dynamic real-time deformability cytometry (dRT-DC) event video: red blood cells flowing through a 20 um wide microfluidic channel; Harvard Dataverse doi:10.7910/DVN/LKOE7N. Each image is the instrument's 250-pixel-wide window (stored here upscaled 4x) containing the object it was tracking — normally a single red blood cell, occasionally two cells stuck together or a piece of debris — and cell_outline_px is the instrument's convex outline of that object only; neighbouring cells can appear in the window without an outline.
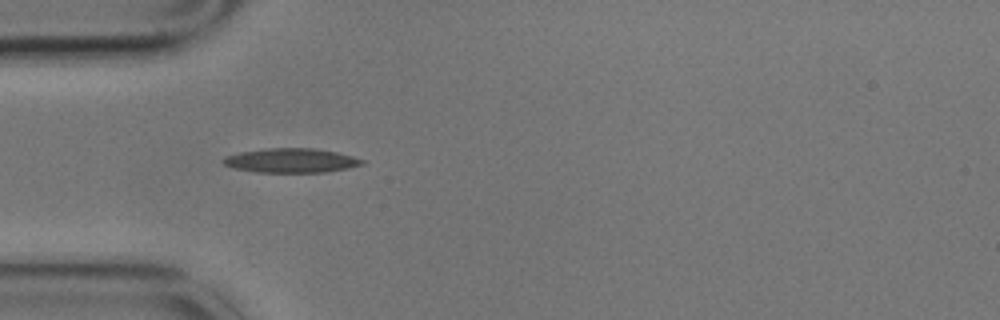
{"species": "common noctule bat (a hibernating species)", "species_latin": "Nyctalus noctula", "temperature_condition": "cold", "stored_images_in_passage": 42, "camera_frame_rate_fps": 3000, "um_per_image_px": 0.085, "animal": {"sex": "male", "body_mass_g": 17.9}, "frame": {"image": 1, "passage_image": 1, "time_ms": 0.0, "image_size_px": [1000, 320], "cell_outline_px": [[364, 164], [348, 168], [324, 172], [256, 172], [232, 168], [224, 164], [224, 156], [240, 152], [264, 148], [312, 148], [336, 152], [352, 156], [364, 160]], "centroid_in_image_um": [24.72, 13.64], "position_along_channel_um": 60.3, "area_um2": 19.59}}
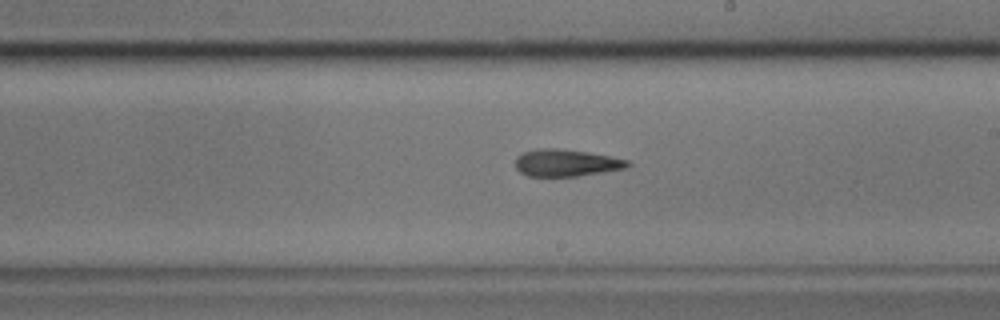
{"frame": {"image": 2, "passage_image": 17, "time_ms": 5.333, "image_size_px": [1000, 320], "cell_outline_px": [[632, 164], [628, 168], [604, 172], [576, 176], [528, 176], [520, 172], [516, 168], [516, 156], [524, 152], [536, 148], [560, 148], [588, 152], [612, 156], [628, 160]], "centroid_in_image_um": [48.15, 13.83], "position_along_channel_um": 240.8, "area_um2": 17.92}}
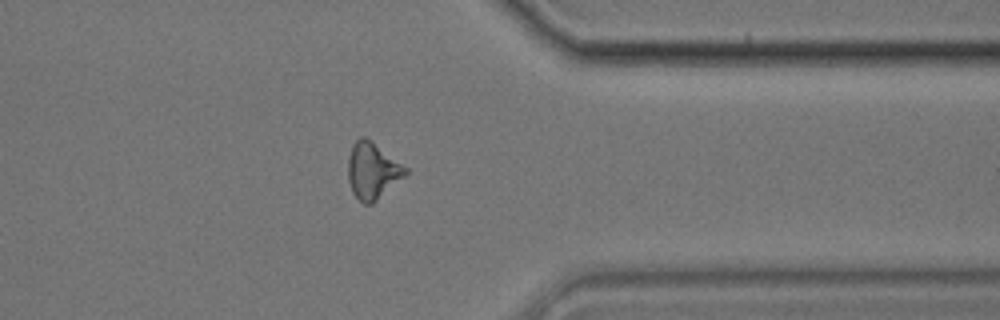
{"frame": {"image": 3, "passage_image": 30, "time_ms": 9.667, "image_size_px": [1000, 320], "cell_outline_px": [[408, 172], [404, 176], [372, 204], [364, 204], [352, 192], [348, 180], [348, 156], [352, 144], [360, 136], [364, 136], [372, 140], [408, 168]], "centroid_in_image_um": [31.64, 14.48], "position_along_channel_um": 379.8, "area_um2": 18.9}, "authors_computed_cell_mechanics": {"area_um2": 18.2937, "velocity_mm_per_s": 3.4153, "shape_relaxation_time_tau1_ms": 5.0649, "shape_relaxation_time_tau2_ms": 8.8986, "deformation_change_tau1": 0.1299, "deformation_change_tau2": 0.2081}}